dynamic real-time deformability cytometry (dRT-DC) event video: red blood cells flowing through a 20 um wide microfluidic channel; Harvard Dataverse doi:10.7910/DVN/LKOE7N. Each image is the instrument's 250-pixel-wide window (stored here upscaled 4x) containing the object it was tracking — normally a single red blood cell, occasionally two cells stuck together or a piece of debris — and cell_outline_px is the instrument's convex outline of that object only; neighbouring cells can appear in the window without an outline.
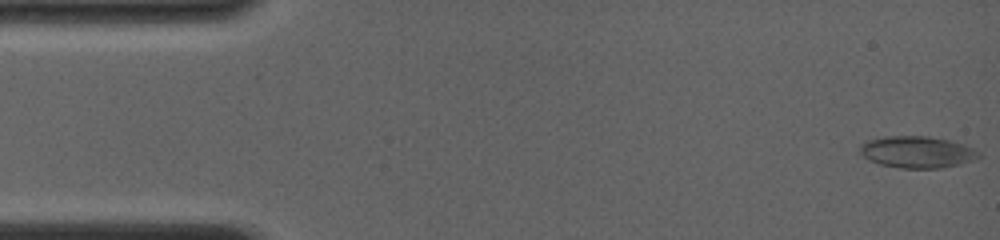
{"species": "common noctule bat (a hibernating species)", "species_latin": "Nyctalus noctula", "temperature_condition": "room temperature", "stored_images_in_passage": 34, "camera_frame_rate_fps": 4000, "um_per_image_px": 0.085, "animal": {"sex": "female", "body_mass_g": 19.0, "forearm_length_mm": 56.7}, "frame": {"image": 1, "passage_image": 1, "time_ms": 0.0, "image_size_px": [1000, 240], "cell_outline_px": [[980, 156], [976, 160], [960, 164], [940, 168], [900, 168], [880, 164], [868, 160], [860, 152], [860, 144], [868, 140], [888, 136], [928, 136], [948, 140], [972, 148], [980, 152]], "centroid_in_image_um": [77.95, 12.93], "position_along_channel_um": 7.1, "area_um2": 21.85}}
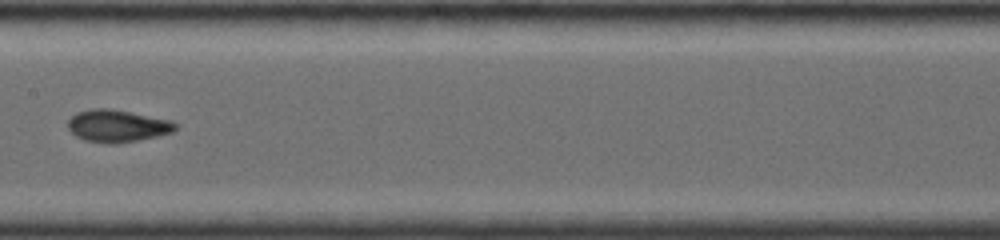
{"frame": {"image": 2, "passage_image": 20, "time_ms": 7.75, "image_size_px": [1000, 240], "cell_outline_px": [[180, 124], [172, 132], [156, 136], [136, 140], [112, 144], [84, 140], [76, 136], [68, 128], [68, 120], [76, 112], [92, 108], [112, 108], [172, 120]], "centroid_in_image_um": [9.98, 10.68], "position_along_channel_um": 197.4, "area_um2": 20.29}}
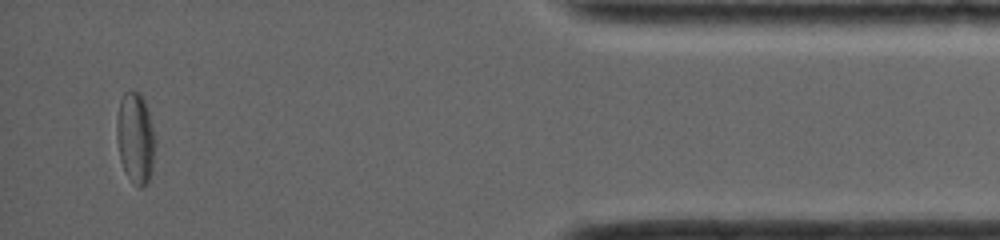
{"frame": {"image": 3, "passage_image": 34, "time_ms": 14.5, "image_size_px": [1000, 240], "cell_outline_px": [[156, 144], [152, 172], [148, 184], [144, 188], [136, 188], [124, 172], [120, 160], [116, 136], [116, 120], [120, 100], [124, 92], [140, 92], [144, 100], [148, 112], [156, 140]], "centroid_in_image_um": [11.51, 11.81], "position_along_channel_um": 423.7, "area_um2": 20.92}, "authors_computed_cell_mechanics": {"area_um2": 19.7098, "velocity_mm_per_s": 4.0505, "shape_relaxation_time_tau1_ms": null, "shape_relaxation_time_tau2_ms": 2.0529, "deformation_change_tau1": null, "deformation_change_tau2": 0.0753}}